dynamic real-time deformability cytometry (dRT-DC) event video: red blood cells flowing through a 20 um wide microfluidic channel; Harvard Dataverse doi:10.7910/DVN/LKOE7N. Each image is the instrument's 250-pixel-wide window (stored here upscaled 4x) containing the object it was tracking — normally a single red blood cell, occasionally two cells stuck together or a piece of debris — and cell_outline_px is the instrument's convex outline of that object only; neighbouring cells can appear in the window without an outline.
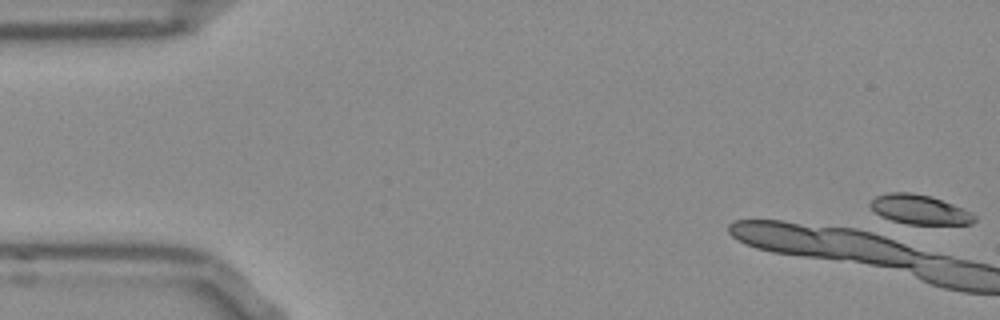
{"species": "Egyptian fruit bat (a non-hibernating species)", "species_latin": "Rousettus aegyptiacus", "temperature_condition": "room temperature", "stored_images_in_passage": 2, "camera_frame_rate_fps": 3000, "um_per_image_px": 0.085, "frame": {"image": 1, "passage_image": 1, "time_ms": 0.0, "image_size_px": [1000, 320], "cell_outline_px": [[976, 220], [972, 224], [908, 224], [892, 220], [880, 216], [868, 204], [876, 196], [888, 192], [912, 192], [932, 196], [972, 212], [976, 216]], "centroid_in_image_um": [78.17, 17.8], "position_along_channel_um": 6.8, "area_um2": 17.92}}